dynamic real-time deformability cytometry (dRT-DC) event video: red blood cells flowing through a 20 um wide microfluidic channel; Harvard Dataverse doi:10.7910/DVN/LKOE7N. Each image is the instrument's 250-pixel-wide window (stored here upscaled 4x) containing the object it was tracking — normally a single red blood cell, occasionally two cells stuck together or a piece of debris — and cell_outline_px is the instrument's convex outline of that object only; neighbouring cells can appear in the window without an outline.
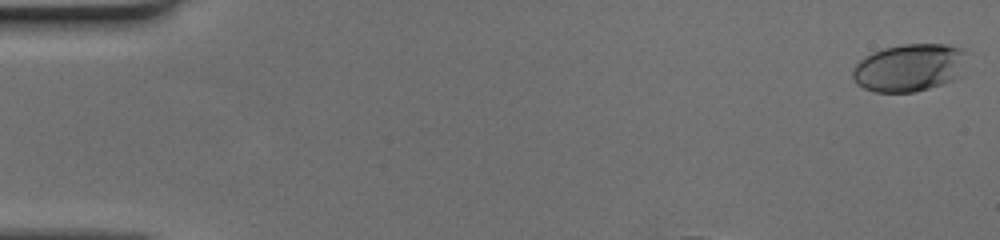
{"species": "human", "species_latin": "Homo sapiens", "temperature_condition": "cold", "stored_images_in_passage": 34, "camera_frame_rate_fps": 3000, "um_per_image_px": 0.085, "donor": {"sex": "female"}, "frame": {"image": 1, "passage_image": 1, "time_ms": 0.0, "image_size_px": [1000, 240], "cell_outline_px": [[968, 52], [964, 76], [916, 92], [872, 92], [856, 84], [852, 80], [852, 68], [864, 56], [872, 52], [884, 48], [900, 44], [944, 44], [960, 48]], "centroid_in_image_um": [77.32, 5.75], "position_along_channel_um": 7.7, "area_um2": 32.43}}
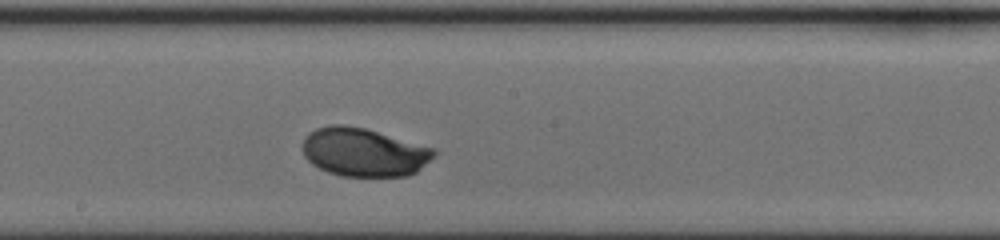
{"frame": {"image": 2, "passage_image": 22, "time_ms": 7.0, "image_size_px": [1000, 240], "cell_outline_px": [[436, 156], [416, 172], [408, 176], [340, 176], [328, 172], [312, 164], [304, 156], [304, 136], [308, 132], [316, 128], [332, 124], [344, 124], [364, 128], [436, 148]], "centroid_in_image_um": [30.95, 12.93], "position_along_channel_um": 217.3, "area_um2": 37.28}}
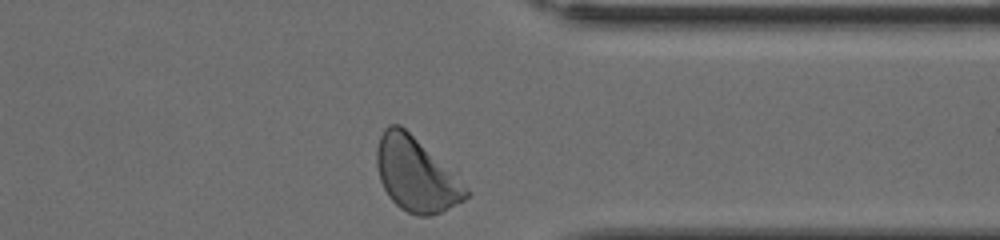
{"frame": {"image": 3, "passage_image": 34, "time_ms": 11.0, "image_size_px": [1000, 240], "cell_outline_px": [[468, 196], [464, 200], [432, 216], [416, 216], [400, 208], [388, 196], [380, 180], [376, 164], [376, 152], [380, 136], [384, 128], [388, 124], [400, 124], [468, 188]], "centroid_in_image_um": [35.31, 14.85], "position_along_channel_um": 376.1, "area_um2": 37.63}}